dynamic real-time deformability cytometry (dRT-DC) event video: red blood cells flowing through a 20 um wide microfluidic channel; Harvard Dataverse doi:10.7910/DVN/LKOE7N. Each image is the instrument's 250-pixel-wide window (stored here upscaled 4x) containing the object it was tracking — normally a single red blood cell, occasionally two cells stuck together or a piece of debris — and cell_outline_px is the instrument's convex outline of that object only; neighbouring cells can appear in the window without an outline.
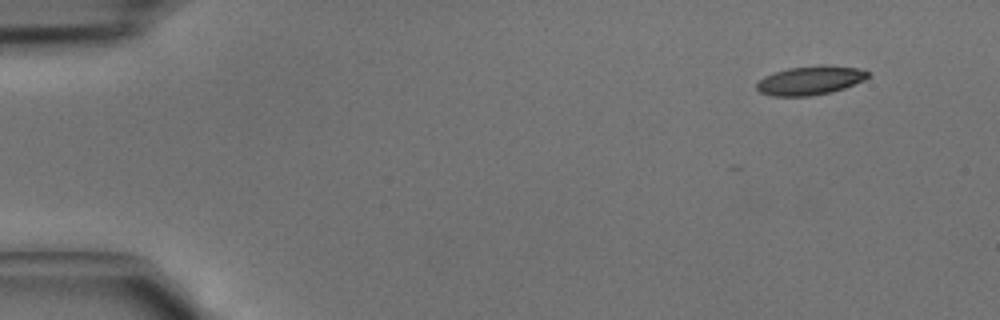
{"species": "common noctule bat (a hibernating species)", "species_latin": "Nyctalus noctula", "temperature_condition": "cold", "stored_images_in_passage": 4, "camera_frame_rate_fps": 3000, "um_per_image_px": 0.085, "animal": {"sex": "male", "body_mass_g": 15.6}, "frame": {"image": 1, "passage_image": 1, "time_ms": 0.0, "image_size_px": [1000, 320], "cell_outline_px": [[868, 76], [864, 80], [844, 88], [832, 92], [808, 96], [772, 96], [760, 92], [756, 88], [756, 84], [764, 76], [788, 68], [820, 64], [828, 64], [860, 68], [868, 72]], "centroid_in_image_um": [68.88, 6.82], "position_along_channel_um": 16.1, "area_um2": 18.84}}
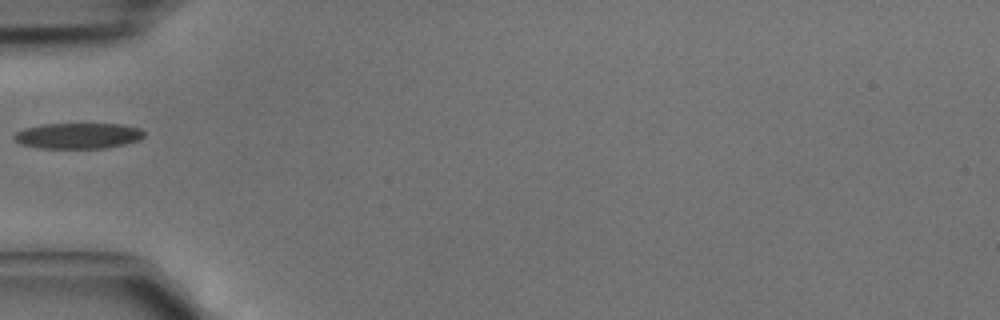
{"frame": {"image": 2, "passage_image": 4, "time_ms": 1.0, "image_size_px": [1000, 320], "cell_outline_px": [[144, 136], [140, 140], [124, 144], [104, 148], [40, 148], [20, 144], [12, 140], [12, 136], [16, 132], [24, 128], [44, 124], [120, 124], [140, 128], [144, 132]], "centroid_in_image_um": [6.6, 11.54], "position_along_channel_um": 78.4, "area_um2": 19.59}}